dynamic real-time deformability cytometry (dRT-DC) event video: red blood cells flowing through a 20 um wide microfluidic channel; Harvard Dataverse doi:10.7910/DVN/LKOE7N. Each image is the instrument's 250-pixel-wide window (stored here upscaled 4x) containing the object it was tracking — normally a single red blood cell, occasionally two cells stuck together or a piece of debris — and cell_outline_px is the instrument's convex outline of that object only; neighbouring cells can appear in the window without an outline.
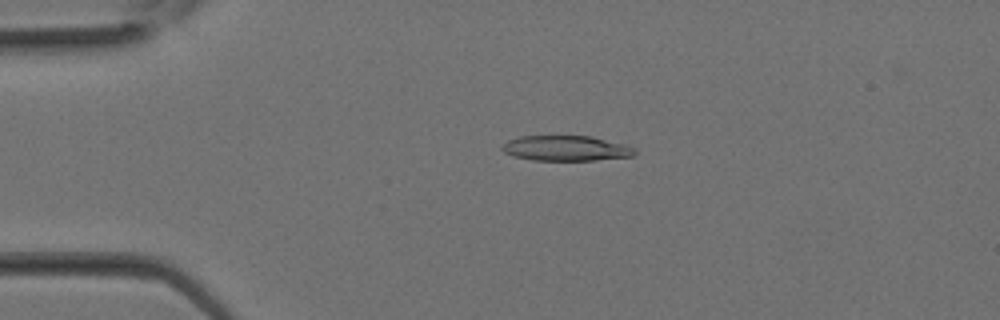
{"species": "Egyptian fruit bat (a non-hibernating species)", "species_latin": "Rousettus aegyptiacus", "temperature_condition": "room temperature", "stored_images_in_passage": 17, "camera_frame_rate_fps": 3000, "um_per_image_px": 0.085, "animal": {"sex": "female"}, "frame": {"image": 1, "passage_image": 7, "time_ms": 2.0, "image_size_px": [1000, 320], "cell_outline_px": [[636, 152], [632, 156], [596, 160], [532, 160], [512, 156], [504, 152], [500, 148], [500, 144], [508, 140], [520, 136], [592, 136], [628, 144], [636, 148]], "centroid_in_image_um": [48.11, 12.59], "position_along_channel_um": 36.9, "area_um2": 19.83}}
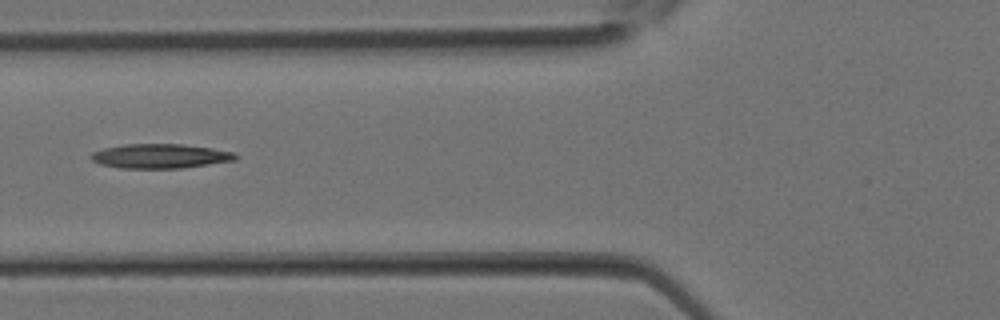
{"frame": {"image": 2, "passage_image": 12, "time_ms": 3.667, "image_size_px": [1000, 320], "cell_outline_px": [[240, 156], [236, 160], [180, 168], [120, 168], [100, 164], [92, 160], [88, 156], [92, 152], [104, 148], [124, 144], [180, 144], [212, 148], [232, 152]], "centroid_in_image_um": [13.59, 13.26], "position_along_channel_um": 112.2, "area_um2": 20.52}}
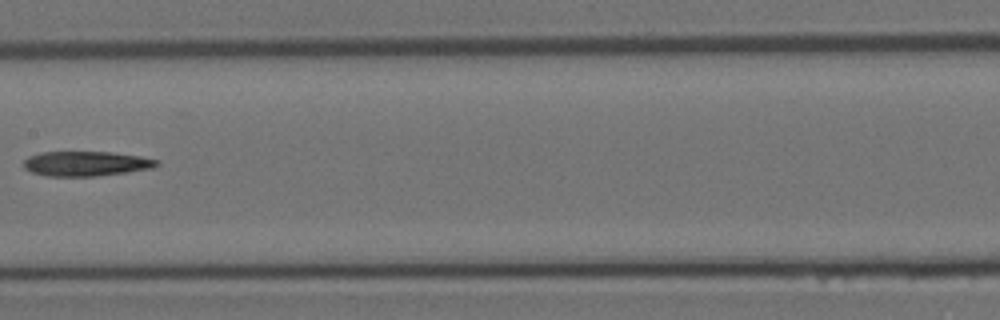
{"frame": {"image": 3, "passage_image": 16, "time_ms": 5.0, "image_size_px": [1000, 320], "cell_outline_px": [[160, 164], [152, 168], [96, 176], [48, 176], [32, 172], [24, 168], [24, 160], [28, 156], [40, 152], [112, 152], [140, 156], [160, 160]], "centroid_in_image_um": [7.31, 13.9], "position_along_channel_um": 200.1, "area_um2": 19.19}}